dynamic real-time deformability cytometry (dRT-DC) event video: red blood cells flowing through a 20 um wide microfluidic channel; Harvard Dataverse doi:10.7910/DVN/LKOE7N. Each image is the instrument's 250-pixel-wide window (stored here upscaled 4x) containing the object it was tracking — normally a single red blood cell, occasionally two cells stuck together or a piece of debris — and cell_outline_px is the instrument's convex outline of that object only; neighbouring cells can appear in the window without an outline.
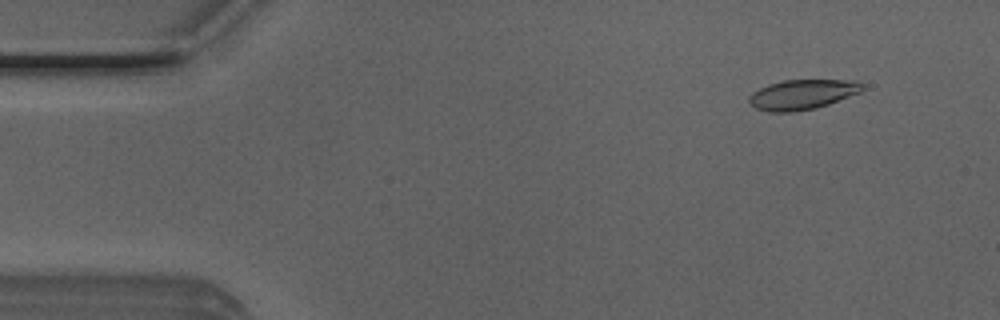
{"species": "Egyptian fruit bat (a non-hibernating species)", "species_latin": "Rousettus aegyptiacus", "temperature_condition": "room temperature", "stored_images_in_passage": 9, "camera_frame_rate_fps": 3000, "um_per_image_px": 0.085, "animal": {"sex": "male"}, "frame": {"image": 1, "passage_image": 5, "time_ms": 1.333, "image_size_px": [1000, 320], "cell_outline_px": [[864, 88], [860, 92], [828, 104], [816, 108], [792, 112], [768, 112], [756, 108], [748, 100], [748, 96], [752, 92], [768, 84], [784, 80], [856, 80], [864, 84]], "centroid_in_image_um": [68.19, 8.03], "position_along_channel_um": 16.8, "area_um2": 19.77}}